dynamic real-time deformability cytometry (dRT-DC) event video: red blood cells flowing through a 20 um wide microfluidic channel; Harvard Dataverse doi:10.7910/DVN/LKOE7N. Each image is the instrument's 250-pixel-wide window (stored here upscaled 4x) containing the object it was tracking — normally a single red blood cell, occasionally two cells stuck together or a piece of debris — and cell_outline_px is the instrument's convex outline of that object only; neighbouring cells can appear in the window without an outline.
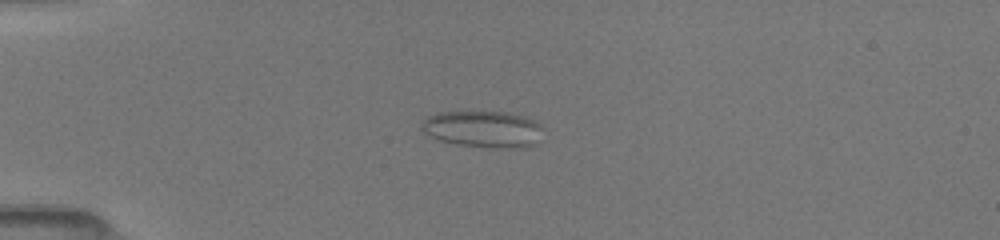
{"species": "common noctule bat (a hibernating species)", "species_latin": "Nyctalus noctula", "temperature_condition": "room temperature", "stored_images_in_passage": 52, "camera_frame_rate_fps": 3000, "um_per_image_px": 0.085, "animal": {"sex": "female", "body_mass_g": 19.5, "forearm_length_mm": 54.1}, "frame": {"image": 1, "passage_image": 14, "time_ms": 4.333, "image_size_px": [1000, 240], "cell_outline_px": [[544, 128], [536, 144], [520, 148], [492, 148], [456, 144], [440, 140], [424, 132], [420, 128], [420, 124], [428, 116], [440, 112], [504, 112], [524, 116], [540, 124]], "centroid_in_image_um": [41.08, 10.98], "position_along_channel_um": 43.9, "area_um2": 25.95}}
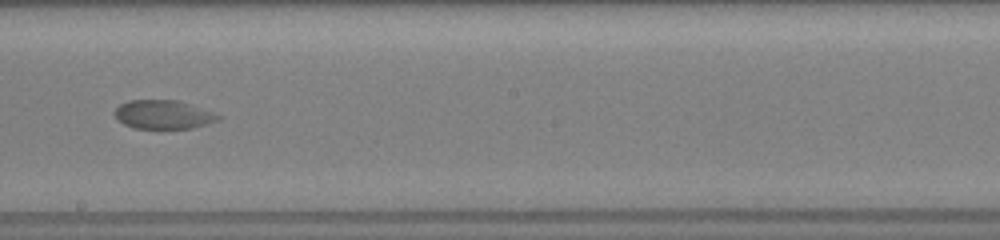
{"frame": {"image": 2, "passage_image": 31, "time_ms": 10.0, "image_size_px": [1000, 240], "cell_outline_px": [[224, 116], [220, 120], [192, 128], [136, 128], [124, 124], [116, 120], [112, 112], [120, 104], [128, 100], [176, 100], [216, 112]], "centroid_in_image_um": [13.89, 9.73], "position_along_channel_um": 234.3, "area_um2": 17.57}}
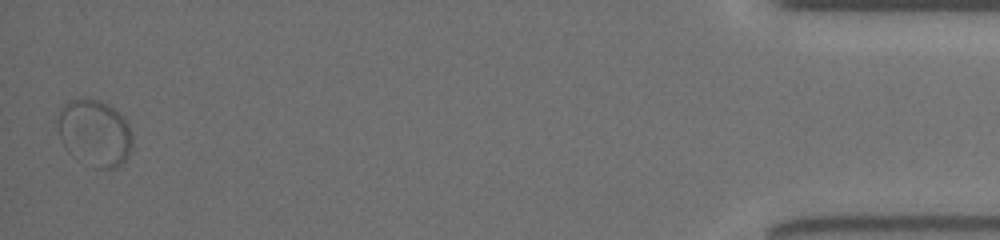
{"frame": {"image": 3, "passage_image": 52, "time_ms": 17.0, "image_size_px": [1000, 240], "cell_outline_px": [[132, 152], [116, 168], [96, 168], [76, 160], [68, 152], [60, 140], [60, 108], [68, 100], [80, 96], [84, 96], [100, 100], [108, 104], [124, 116], [132, 132]], "centroid_in_image_um": [8.07, 11.28], "position_along_channel_um": 427.1, "area_um2": 29.54}}